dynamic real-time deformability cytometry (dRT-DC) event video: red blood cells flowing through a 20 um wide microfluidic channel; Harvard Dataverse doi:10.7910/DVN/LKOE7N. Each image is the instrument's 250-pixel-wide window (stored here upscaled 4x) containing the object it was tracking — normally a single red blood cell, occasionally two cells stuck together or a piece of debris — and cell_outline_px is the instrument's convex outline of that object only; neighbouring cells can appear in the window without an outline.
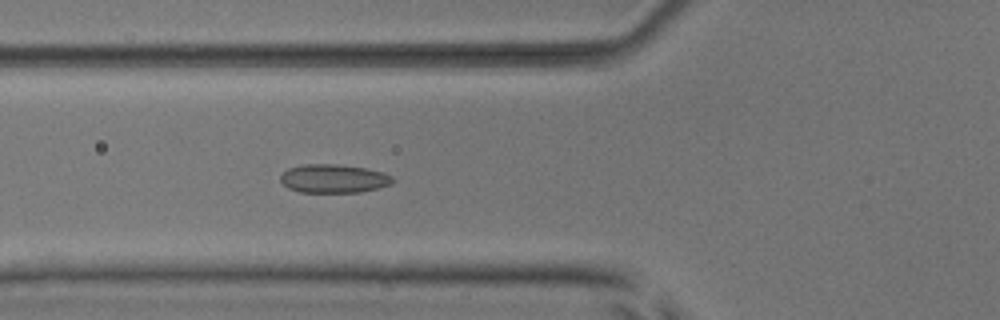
{"species": "common noctule bat (a hibernating species)", "species_latin": "Nyctalus noctula", "temperature_condition": "room temperature", "stored_images_in_passage": 5, "camera_frame_rate_fps": 3000, "um_per_image_px": 0.085, "animal": {"sex": "male", "body_mass_g": 17.9, "forearm_length_mm": 54.2}, "frame": {"image": 1, "passage_image": 5, "time_ms": 4.667, "image_size_px": [1000, 320], "cell_outline_px": [[396, 180], [392, 184], [360, 192], [300, 192], [288, 188], [280, 180], [280, 176], [288, 168], [304, 164], [336, 164], [364, 168], [384, 172], [392, 176]], "centroid_in_image_um": [28.37, 15.18], "position_along_channel_um": 97.4, "area_um2": 18.67}}